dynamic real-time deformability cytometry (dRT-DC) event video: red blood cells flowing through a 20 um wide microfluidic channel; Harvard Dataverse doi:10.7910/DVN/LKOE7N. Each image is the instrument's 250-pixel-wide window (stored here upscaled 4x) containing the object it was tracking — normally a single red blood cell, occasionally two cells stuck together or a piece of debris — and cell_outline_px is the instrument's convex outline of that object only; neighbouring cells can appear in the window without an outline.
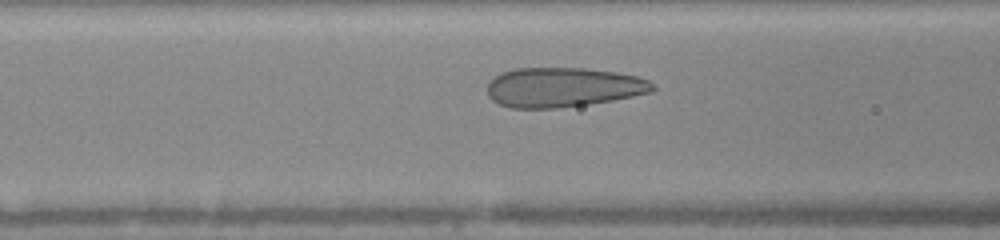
{"species": "human", "species_latin": "Homo sapiens", "temperature_condition": "warm", "stored_images_in_passage": 40, "camera_frame_rate_fps": 3000, "um_per_image_px": 0.085, "donor": {"sex": "female"}, "frame": {"image": 1, "passage_image": 11, "time_ms": 3.333, "image_size_px": [1000, 240], "cell_outline_px": [[656, 88], [652, 92], [612, 100], [588, 104], [556, 108], [508, 108], [492, 100], [488, 96], [488, 84], [496, 76], [504, 72], [516, 68], [584, 68], [616, 72], [636, 76], [648, 80]], "centroid_in_image_um": [47.86, 7.42], "position_along_channel_um": 118.7, "area_um2": 37.97}}
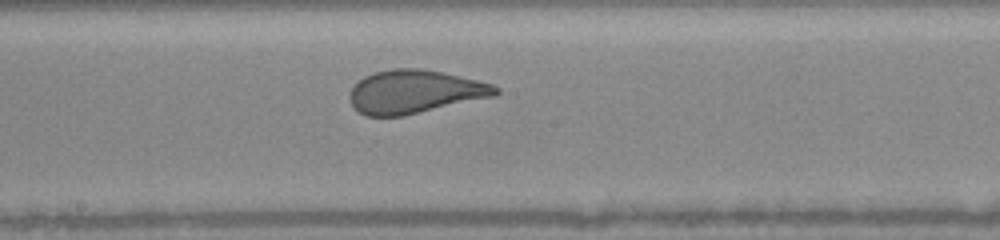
{"frame": {"image": 2, "passage_image": 18, "time_ms": 5.667, "image_size_px": [1000, 240], "cell_outline_px": [[500, 92], [496, 96], [404, 116], [364, 116], [348, 100], [348, 92], [364, 76], [376, 72], [392, 68], [420, 68], [460, 76], [492, 84], [500, 88]], "centroid_in_image_um": [35.26, 7.8], "position_along_channel_um": 212.9, "area_um2": 36.93}}
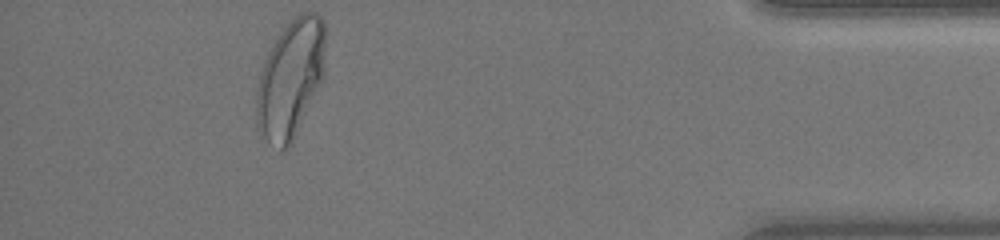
{"frame": {"image": 3, "passage_image": 36, "time_ms": 11.667, "image_size_px": [1000, 240], "cell_outline_px": [[324, 76], [292, 144], [284, 152], [280, 152], [264, 136], [256, 120], [256, 88], [260, 72], [268, 52], [272, 44], [288, 20], [300, 12], [316, 12], [324, 20]], "centroid_in_image_um": [24.69, 6.69], "position_along_channel_um": 410.5, "area_um2": 47.74}, "authors_computed_cell_mechanics": {"area_um2": 39.0728, "velocity_mm_per_s": 4.0336, "shape_relaxation_time_tau1_ms": 4.3956, "shape_relaxation_time_tau2_ms": null, "deformation_change_tau1": 0.1793, "deformation_change_tau2": null}}